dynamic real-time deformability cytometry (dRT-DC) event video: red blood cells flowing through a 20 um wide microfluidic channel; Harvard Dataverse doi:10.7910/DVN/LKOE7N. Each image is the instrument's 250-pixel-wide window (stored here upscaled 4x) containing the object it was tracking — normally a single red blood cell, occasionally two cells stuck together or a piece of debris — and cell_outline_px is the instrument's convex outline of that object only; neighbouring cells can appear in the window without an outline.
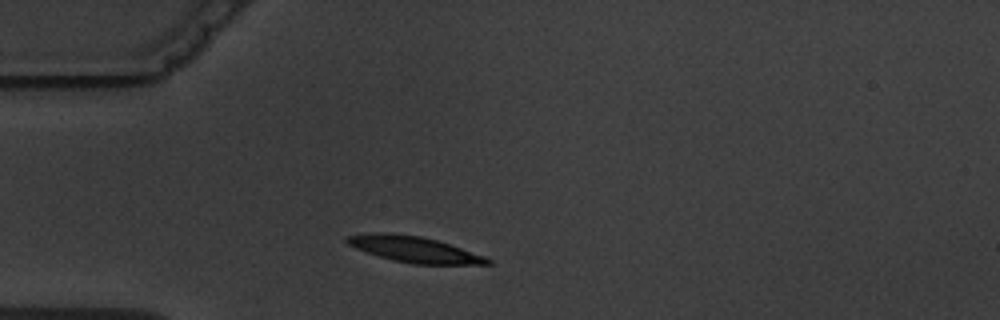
{"species": "common noctule bat (a hibernating species)", "species_latin": "Nyctalus noctula", "temperature_condition": "warm", "stored_images_in_passage": 1, "camera_frame_rate_fps": 3000, "um_per_image_px": 0.085, "animal": {"sex": "male", "body_mass_g": 19.5, "forearm_length_mm": 54.6}, "frame": {"image": 1, "passage_image": 1, "time_ms": 0.0, "image_size_px": [1000, 320], "cell_outline_px": [[492, 264], [412, 264], [392, 260], [356, 248], [348, 244], [344, 240], [344, 236], [372, 232], [392, 232], [420, 236], [436, 240], [484, 256], [492, 260]], "centroid_in_image_um": [35.15, 21.18], "position_along_channel_um": 49.9, "area_um2": 21.1}}